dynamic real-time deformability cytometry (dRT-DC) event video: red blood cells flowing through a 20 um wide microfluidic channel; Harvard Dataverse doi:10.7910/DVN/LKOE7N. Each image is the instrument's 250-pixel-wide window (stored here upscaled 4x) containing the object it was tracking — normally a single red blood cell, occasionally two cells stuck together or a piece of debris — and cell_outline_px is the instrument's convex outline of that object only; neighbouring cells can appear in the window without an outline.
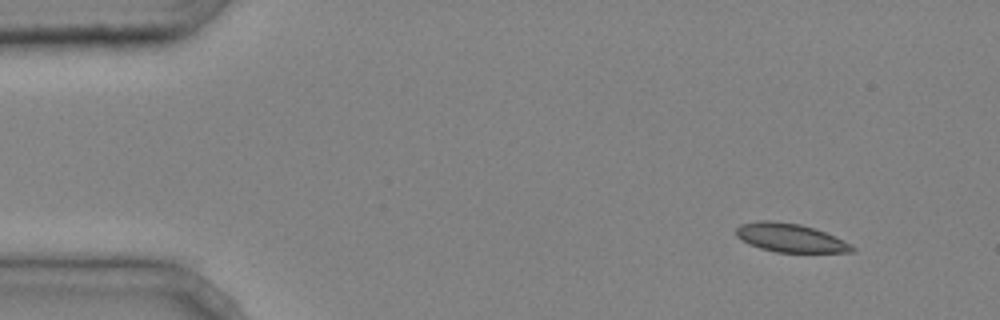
{"species": "common noctule bat (a hibernating species)", "species_latin": "Nyctalus noctula", "temperature_condition": "cold", "stored_images_in_passage": 3, "camera_frame_rate_fps": 3000, "um_per_image_px": 0.085, "animal": {"sex": "male", "body_mass_g": 20.4}, "frame": {"image": 1, "passage_image": 1, "time_ms": 0.0, "image_size_px": [1000, 320], "cell_outline_px": [[856, 252], [776, 252], [760, 248], [736, 236], [736, 228], [740, 224], [760, 220], [768, 220], [800, 224], [824, 232], [856, 248]], "centroid_in_image_um": [67.14, 20.21], "position_along_channel_um": 17.9, "area_um2": 18.84}}